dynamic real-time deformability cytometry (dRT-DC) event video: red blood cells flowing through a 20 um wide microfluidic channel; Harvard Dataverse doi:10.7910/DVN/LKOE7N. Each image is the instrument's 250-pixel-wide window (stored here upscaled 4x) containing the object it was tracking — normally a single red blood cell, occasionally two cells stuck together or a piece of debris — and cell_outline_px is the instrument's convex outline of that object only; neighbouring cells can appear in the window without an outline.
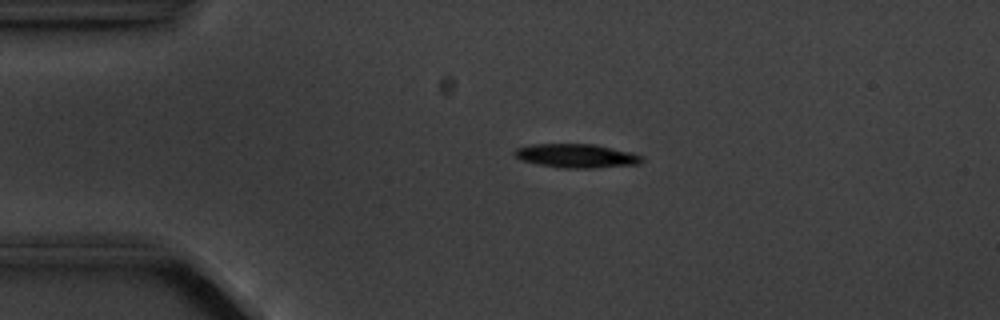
{"species": "common noctule bat (a hibernating species)", "species_latin": "Nyctalus noctula", "temperature_condition": "cold", "stored_images_in_passage": 5, "camera_frame_rate_fps": 3000, "um_per_image_px": 0.085, "animal": {"sex": "male", "body_mass_g": 20.1, "forearm_length_mm": 53.5}, "frame": {"image": 1, "passage_image": 4, "time_ms": 3.667, "image_size_px": [1000, 320], "cell_outline_px": [[644, 160], [640, 164], [596, 168], [560, 168], [520, 160], [512, 152], [516, 148], [532, 144], [596, 144], [636, 152], [644, 156]], "centroid_in_image_um": [49.08, 13.24], "position_along_channel_um": 35.9, "area_um2": 18.09}}